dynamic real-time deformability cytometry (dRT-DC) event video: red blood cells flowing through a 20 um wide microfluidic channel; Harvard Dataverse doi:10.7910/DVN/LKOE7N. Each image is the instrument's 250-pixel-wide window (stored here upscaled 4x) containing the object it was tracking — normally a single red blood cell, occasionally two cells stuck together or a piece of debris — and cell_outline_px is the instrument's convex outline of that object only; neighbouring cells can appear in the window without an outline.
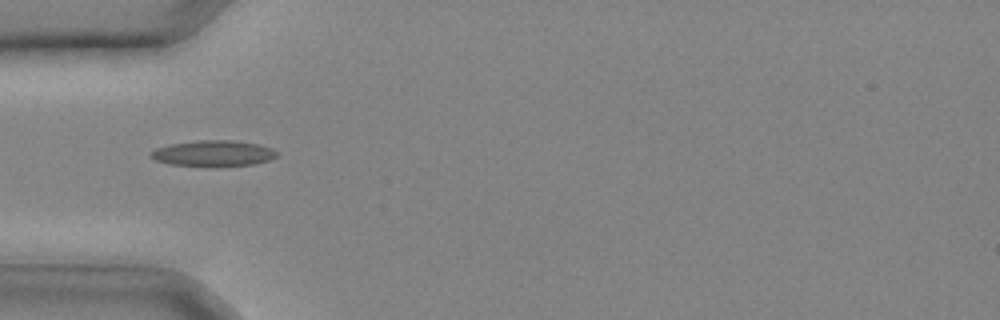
{"species": "common noctule bat (a hibernating species)", "species_latin": "Nyctalus noctula", "temperature_condition": "cold", "stored_images_in_passage": 25, "camera_frame_rate_fps": 3000, "um_per_image_px": 0.085, "animal": {"sex": "male", "body_mass_g": 20.4}, "frame": {"image": 1, "passage_image": 3, "time_ms": 0.667, "image_size_px": [1000, 320], "cell_outline_px": [[276, 156], [268, 160], [252, 164], [212, 168], [208, 168], [172, 164], [156, 160], [148, 156], [156, 148], [172, 144], [200, 140], [232, 140], [256, 144], [272, 148], [276, 152]], "centroid_in_image_um": [18.11, 13.06], "position_along_channel_um": 66.9, "area_um2": 19.13}}
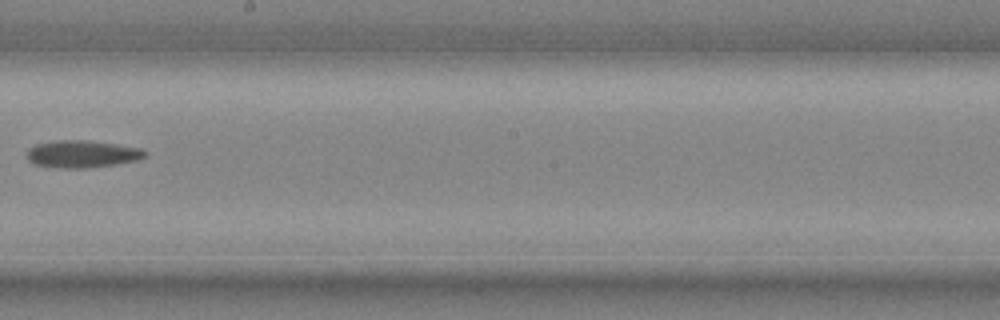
{"frame": {"image": 2, "passage_image": 12, "time_ms": 3.667, "image_size_px": [1000, 320], "cell_outline_px": [[148, 156], [136, 160], [116, 164], [84, 168], [64, 168], [36, 164], [28, 160], [28, 148], [36, 144], [56, 140], [88, 140], [144, 148], [148, 152]], "centroid_in_image_um": [7.04, 13.07], "position_along_channel_um": 241.2, "area_um2": 18.79}}
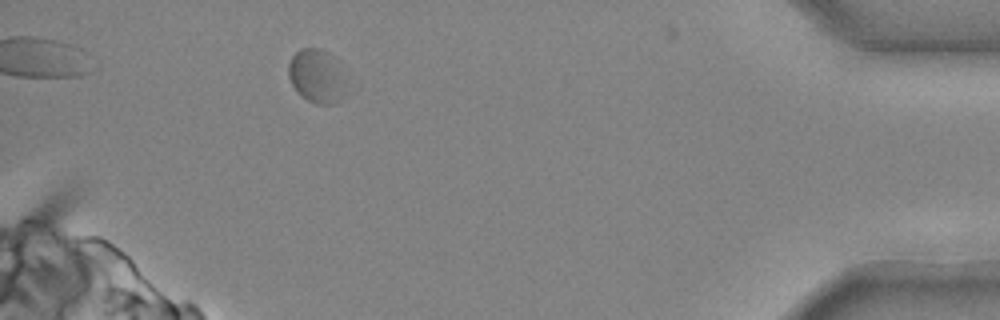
{"frame": {"image": 3, "passage_image": 23, "time_ms": 7.333, "image_size_px": [1000, 320], "cell_outline_px": [[340, 100], [332, 104], [316, 104], [300, 96], [296, 92], [288, 76], [288, 64], [292, 56], [300, 48], [320, 48], [328, 52], [340, 88]], "centroid_in_image_um": [26.7, 6.47], "position_along_channel_um": 408.5, "area_um2": 16.42}}